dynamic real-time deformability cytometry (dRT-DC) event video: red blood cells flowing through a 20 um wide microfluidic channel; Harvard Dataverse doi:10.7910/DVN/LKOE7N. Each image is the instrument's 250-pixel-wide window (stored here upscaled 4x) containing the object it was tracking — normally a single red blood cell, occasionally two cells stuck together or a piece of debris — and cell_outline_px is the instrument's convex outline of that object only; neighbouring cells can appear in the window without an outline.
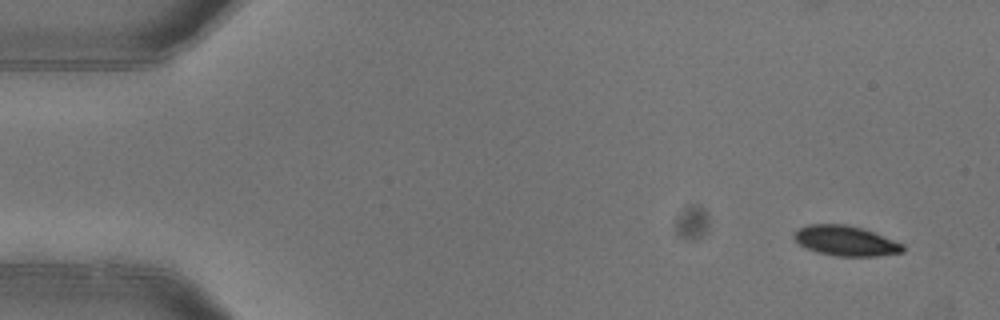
{"species": "common noctule bat (a hibernating species)", "species_latin": "Nyctalus noctula", "temperature_condition": "warm", "stored_images_in_passage": 6, "camera_frame_rate_fps": 3000, "um_per_image_px": 0.085, "animal": {"sex": "female"}, "frame": {"image": 1, "passage_image": 1, "time_ms": 0.0, "image_size_px": [1000, 320], "cell_outline_px": [[904, 252], [876, 256], [836, 256], [816, 252], [804, 248], [792, 236], [800, 228], [808, 224], [844, 224], [860, 228], [872, 232], [904, 244]], "centroid_in_image_um": [71.86, 20.48], "position_along_channel_um": 13.1, "area_um2": 18.9}}
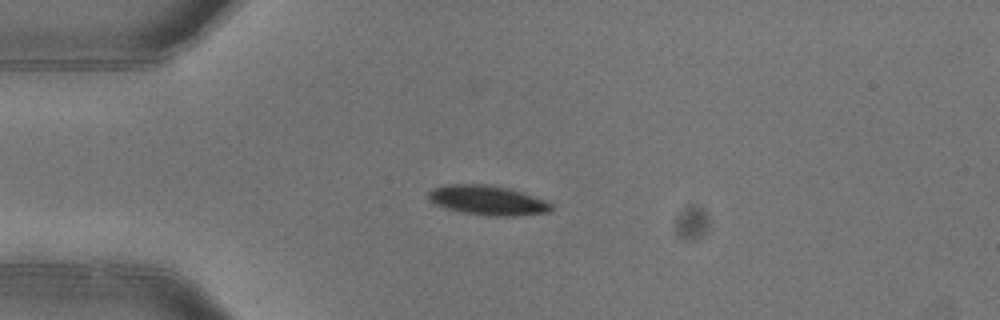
{"frame": {"image": 2, "passage_image": 3, "time_ms": 0.667, "image_size_px": [1000, 320], "cell_outline_px": [[552, 208], [548, 212], [516, 216], [488, 216], [464, 212], [432, 204], [428, 200], [428, 192], [432, 188], [448, 184], [488, 184], [508, 188], [524, 192], [544, 200], [552, 204]], "centroid_in_image_um": [41.42, 17.01], "position_along_channel_um": 43.6, "area_um2": 21.27}}
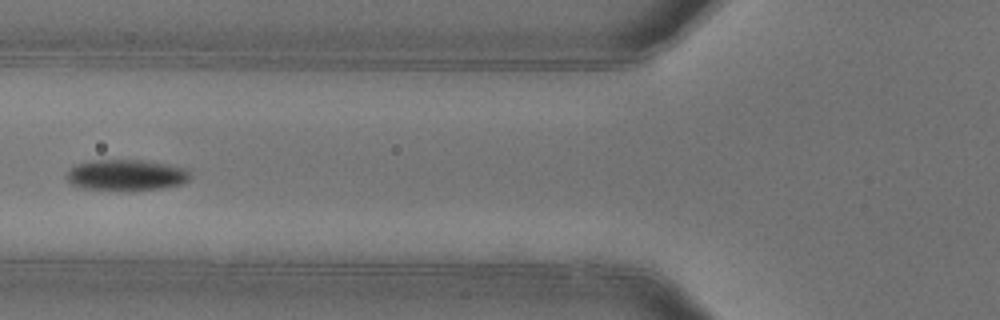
{"frame": {"image": 3, "passage_image": 5, "time_ms": 1.333, "image_size_px": [1000, 320], "cell_outline_px": [[192, 176], [184, 184], [164, 188], [132, 192], [80, 188], [72, 184], [64, 176], [68, 168], [76, 164], [92, 160], [140, 160], [188, 168]], "centroid_in_image_um": [10.73, 14.91], "position_along_channel_um": 115.1, "area_um2": 23.12}}